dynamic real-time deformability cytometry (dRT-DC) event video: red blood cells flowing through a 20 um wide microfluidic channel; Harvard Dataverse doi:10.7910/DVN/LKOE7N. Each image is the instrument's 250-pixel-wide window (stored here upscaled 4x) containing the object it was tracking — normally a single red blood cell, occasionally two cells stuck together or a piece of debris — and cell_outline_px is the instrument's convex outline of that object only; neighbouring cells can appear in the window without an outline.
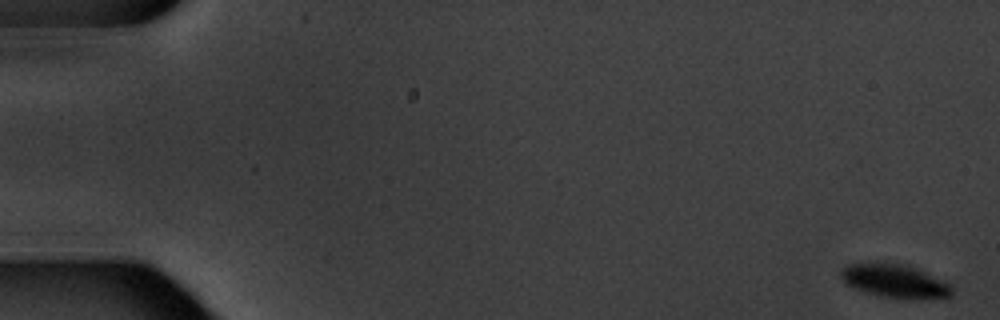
{"species": "common noctule bat (a hibernating species)", "species_latin": "Nyctalus noctula", "temperature_condition": "warm", "stored_images_in_passage": 5, "camera_frame_rate_fps": 3000, "um_per_image_px": 0.085, "animal": {"sex": "male", "body_mass_g": 20.1, "forearm_length_mm": 53.5}, "frame": {"image": 1, "passage_image": 1, "time_ms": 0.0, "image_size_px": [1000, 320], "cell_outline_px": [[952, 292], [948, 296], [920, 300], [912, 300], [880, 296], [852, 288], [844, 284], [840, 276], [840, 272], [848, 264], [904, 264], [924, 272], [948, 284], [952, 288]], "centroid_in_image_um": [76.01, 23.93], "position_along_channel_um": 9.0, "area_um2": 21.21}}
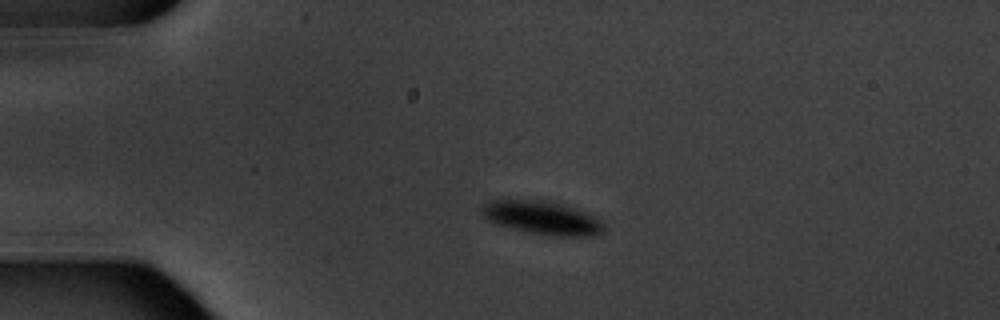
{"frame": {"image": 2, "passage_image": 4, "time_ms": 4.333, "image_size_px": [1000, 320], "cell_outline_px": [[604, 232], [600, 236], [552, 236], [524, 232], [496, 224], [484, 220], [480, 212], [480, 208], [488, 200], [544, 200], [560, 204], [584, 212], [600, 220], [604, 224]], "centroid_in_image_um": [46.03, 18.53], "position_along_channel_um": 39.0, "area_um2": 24.04}}